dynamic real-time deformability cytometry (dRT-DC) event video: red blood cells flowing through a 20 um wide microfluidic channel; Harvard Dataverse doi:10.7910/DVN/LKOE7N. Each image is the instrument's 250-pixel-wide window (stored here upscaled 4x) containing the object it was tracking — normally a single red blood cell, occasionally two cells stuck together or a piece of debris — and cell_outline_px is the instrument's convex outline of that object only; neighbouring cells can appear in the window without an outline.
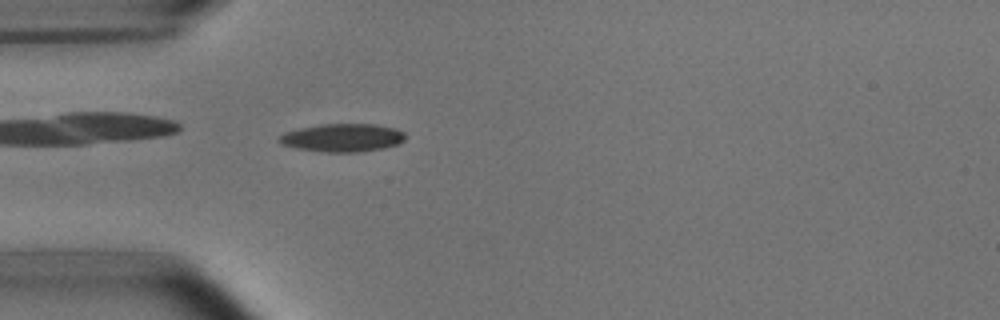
{"species": "common noctule bat (a hibernating species)", "species_latin": "Nyctalus noctula", "temperature_condition": "room temperature", "stored_images_in_passage": 51, "camera_frame_rate_fps": 3000, "um_per_image_px": 0.085, "animal": {"sex": "male", "body_mass_g": 15.6}, "frame": {"image": 1, "passage_image": 14, "time_ms": 4.333, "image_size_px": [1000, 320], "cell_outline_px": [[404, 140], [396, 144], [384, 148], [360, 152], [328, 152], [296, 148], [280, 144], [276, 140], [284, 132], [300, 128], [324, 124], [372, 124], [396, 128], [404, 132]], "centroid_in_image_um": [29.09, 11.71], "position_along_channel_um": 55.9, "area_um2": 20.58}}
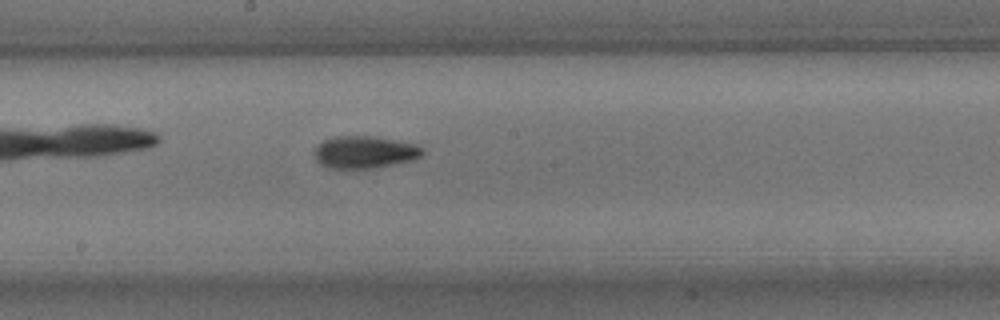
{"frame": {"image": 2, "passage_image": 27, "time_ms": 8.667, "image_size_px": [1000, 320], "cell_outline_px": [[424, 152], [420, 156], [412, 160], [372, 168], [328, 168], [320, 164], [316, 160], [312, 152], [324, 140], [336, 136], [372, 136], [412, 144], [424, 148]], "centroid_in_image_um": [30.94, 12.94], "position_along_channel_um": 217.3, "area_um2": 20.06}}
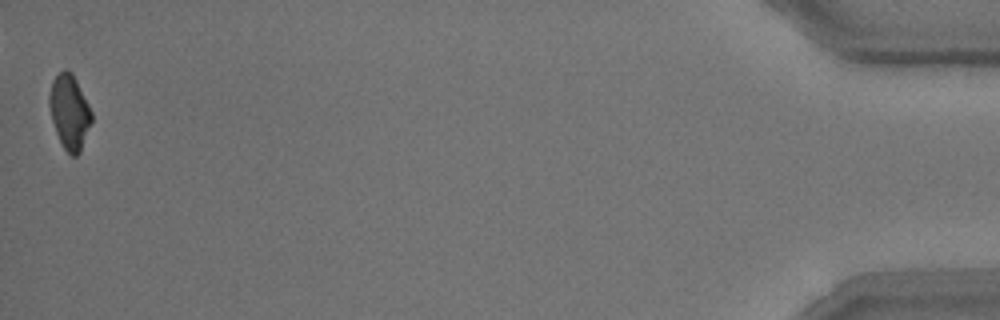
{"frame": {"image": 3, "passage_image": 51, "time_ms": 16.667, "image_size_px": [1000, 320], "cell_outline_px": [[92, 120], [80, 152], [76, 156], [72, 156], [64, 148], [56, 132], [52, 120], [48, 100], [48, 96], [52, 80], [64, 68], [72, 72], [92, 112]], "centroid_in_image_um": [5.89, 9.49], "position_along_channel_um": 429.3, "area_um2": 18.15}, "authors_computed_cell_mechanics": {"area_um2": 19.1896, "velocity_mm_per_s": 3.8039, "shape_relaxation_time_tau1_ms": 4.244, "shape_relaxation_time_tau2_ms": 2.9579, "deformation_change_tau1": 0.1522, "deformation_change_tau2": 0.0971}}